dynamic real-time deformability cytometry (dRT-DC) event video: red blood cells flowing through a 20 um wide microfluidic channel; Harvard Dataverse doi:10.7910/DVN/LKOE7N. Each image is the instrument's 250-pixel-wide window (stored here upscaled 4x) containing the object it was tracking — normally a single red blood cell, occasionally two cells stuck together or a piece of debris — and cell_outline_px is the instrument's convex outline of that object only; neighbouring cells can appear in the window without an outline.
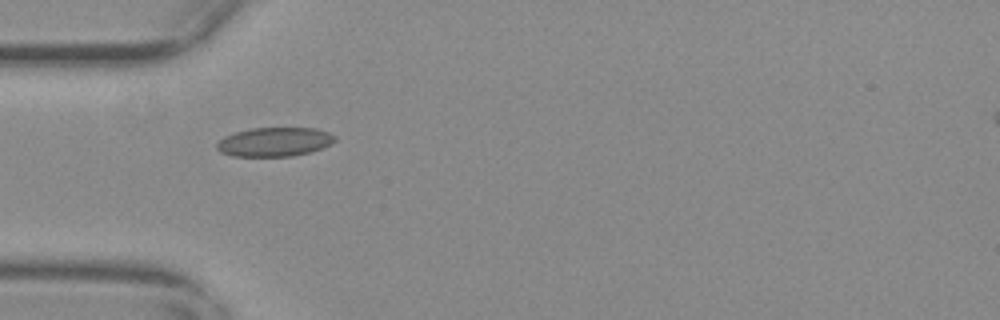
{"species": "common noctule bat (a hibernating species)", "species_latin": "Nyctalus noctula", "temperature_condition": "warm", "stored_images_in_passage": 40, "camera_frame_rate_fps": 3000, "um_per_image_px": 0.085, "animal": {"sex": "female", "body_mass_g": 29.2, "forearm_length_mm": 56.3}, "frame": {"image": 1, "passage_image": 1, "time_ms": 0.0, "image_size_px": [1000, 320], "cell_outline_px": [[336, 140], [320, 148], [308, 152], [292, 156], [232, 156], [220, 152], [216, 148], [216, 144], [224, 136], [236, 132], [252, 128], [316, 128], [328, 132], [336, 136]], "centroid_in_image_um": [23.3, 12.05], "position_along_channel_um": 61.7, "area_um2": 19.83}}
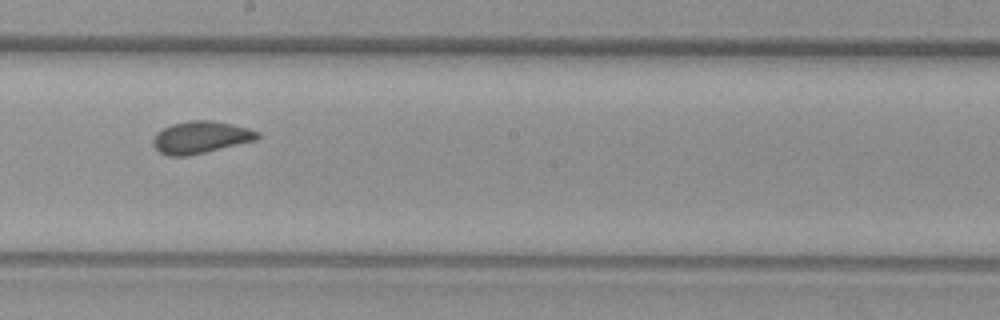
{"frame": {"image": 2, "passage_image": 15, "time_ms": 4.667, "image_size_px": [1000, 320], "cell_outline_px": [[260, 136], [256, 140], [188, 156], [168, 156], [160, 152], [152, 144], [152, 140], [164, 128], [172, 124], [188, 120], [212, 120], [232, 124], [248, 128], [260, 132]], "centroid_in_image_um": [17.08, 11.67], "position_along_channel_um": 231.1, "area_um2": 19.42}}
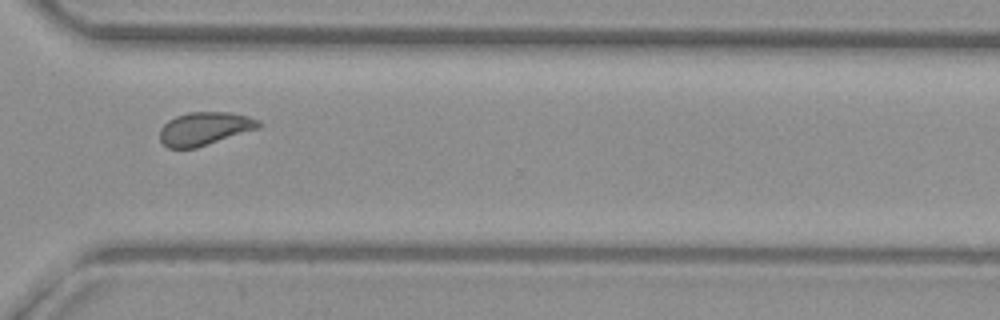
{"frame": {"image": 3, "passage_image": 25, "time_ms": 8.0, "image_size_px": [1000, 320], "cell_outline_px": [[264, 124], [260, 128], [196, 148], [168, 148], [160, 140], [160, 128], [168, 120], [176, 116], [188, 112], [232, 112], [248, 116], [260, 120]], "centroid_in_image_um": [17.43, 10.92], "position_along_channel_um": 353.2, "area_um2": 19.31}, "authors_computed_cell_mechanics": {"area_um2": 19.1607, "velocity_mm_per_s": 3.6613, "shape_relaxation_time_tau1_ms": 6.1886, "shape_relaxation_time_tau2_ms": null, "deformation_change_tau1": 0.0998, "deformation_change_tau2": null}}